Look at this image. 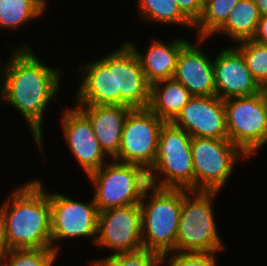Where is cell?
Here are the masks:
<instances>
[{"label": "cell", "mask_w": 267, "mask_h": 266, "mask_svg": "<svg viewBox=\"0 0 267 266\" xmlns=\"http://www.w3.org/2000/svg\"><path fill=\"white\" fill-rule=\"evenodd\" d=\"M95 247L111 249L110 255L143 249L140 204L99 212Z\"/></svg>", "instance_id": "obj_11"}, {"label": "cell", "mask_w": 267, "mask_h": 266, "mask_svg": "<svg viewBox=\"0 0 267 266\" xmlns=\"http://www.w3.org/2000/svg\"><path fill=\"white\" fill-rule=\"evenodd\" d=\"M192 137L172 122H164L159 133L158 151L148 170L149 183L158 188L194 190Z\"/></svg>", "instance_id": "obj_5"}, {"label": "cell", "mask_w": 267, "mask_h": 266, "mask_svg": "<svg viewBox=\"0 0 267 266\" xmlns=\"http://www.w3.org/2000/svg\"><path fill=\"white\" fill-rule=\"evenodd\" d=\"M234 47L242 54L257 83L260 86L267 84V44L248 39L235 43Z\"/></svg>", "instance_id": "obj_25"}, {"label": "cell", "mask_w": 267, "mask_h": 266, "mask_svg": "<svg viewBox=\"0 0 267 266\" xmlns=\"http://www.w3.org/2000/svg\"><path fill=\"white\" fill-rule=\"evenodd\" d=\"M181 12L195 24L202 15L204 0H175Z\"/></svg>", "instance_id": "obj_29"}, {"label": "cell", "mask_w": 267, "mask_h": 266, "mask_svg": "<svg viewBox=\"0 0 267 266\" xmlns=\"http://www.w3.org/2000/svg\"><path fill=\"white\" fill-rule=\"evenodd\" d=\"M261 16H267V0H254Z\"/></svg>", "instance_id": "obj_32"}, {"label": "cell", "mask_w": 267, "mask_h": 266, "mask_svg": "<svg viewBox=\"0 0 267 266\" xmlns=\"http://www.w3.org/2000/svg\"><path fill=\"white\" fill-rule=\"evenodd\" d=\"M149 47L143 52L137 43L125 41L140 60L145 77L150 85L174 77L177 60L181 49L189 42L184 38L170 39L163 42L157 38L151 39Z\"/></svg>", "instance_id": "obj_19"}, {"label": "cell", "mask_w": 267, "mask_h": 266, "mask_svg": "<svg viewBox=\"0 0 267 266\" xmlns=\"http://www.w3.org/2000/svg\"><path fill=\"white\" fill-rule=\"evenodd\" d=\"M240 0H204L203 12L194 24L197 38H211L226 22L230 12Z\"/></svg>", "instance_id": "obj_24"}, {"label": "cell", "mask_w": 267, "mask_h": 266, "mask_svg": "<svg viewBox=\"0 0 267 266\" xmlns=\"http://www.w3.org/2000/svg\"><path fill=\"white\" fill-rule=\"evenodd\" d=\"M136 3L137 16L144 22L171 26L175 24L194 30V24L181 12L175 0H137Z\"/></svg>", "instance_id": "obj_23"}, {"label": "cell", "mask_w": 267, "mask_h": 266, "mask_svg": "<svg viewBox=\"0 0 267 266\" xmlns=\"http://www.w3.org/2000/svg\"><path fill=\"white\" fill-rule=\"evenodd\" d=\"M115 93H120V105L147 108L151 85L143 72L139 58L125 42L114 51Z\"/></svg>", "instance_id": "obj_15"}, {"label": "cell", "mask_w": 267, "mask_h": 266, "mask_svg": "<svg viewBox=\"0 0 267 266\" xmlns=\"http://www.w3.org/2000/svg\"><path fill=\"white\" fill-rule=\"evenodd\" d=\"M260 18L261 14L254 0H240L226 22L213 35L228 36L233 43L252 39Z\"/></svg>", "instance_id": "obj_21"}, {"label": "cell", "mask_w": 267, "mask_h": 266, "mask_svg": "<svg viewBox=\"0 0 267 266\" xmlns=\"http://www.w3.org/2000/svg\"><path fill=\"white\" fill-rule=\"evenodd\" d=\"M182 189L149 186L140 201L143 248L160 256L175 251Z\"/></svg>", "instance_id": "obj_4"}, {"label": "cell", "mask_w": 267, "mask_h": 266, "mask_svg": "<svg viewBox=\"0 0 267 266\" xmlns=\"http://www.w3.org/2000/svg\"><path fill=\"white\" fill-rule=\"evenodd\" d=\"M220 192L182 189V207L175 252H221L213 201Z\"/></svg>", "instance_id": "obj_3"}, {"label": "cell", "mask_w": 267, "mask_h": 266, "mask_svg": "<svg viewBox=\"0 0 267 266\" xmlns=\"http://www.w3.org/2000/svg\"><path fill=\"white\" fill-rule=\"evenodd\" d=\"M60 117L64 141L84 175L88 176L111 160L102 150L88 117L76 105L63 108Z\"/></svg>", "instance_id": "obj_12"}, {"label": "cell", "mask_w": 267, "mask_h": 266, "mask_svg": "<svg viewBox=\"0 0 267 266\" xmlns=\"http://www.w3.org/2000/svg\"><path fill=\"white\" fill-rule=\"evenodd\" d=\"M48 0H0V29L18 30L44 16ZM40 17V18H39Z\"/></svg>", "instance_id": "obj_22"}, {"label": "cell", "mask_w": 267, "mask_h": 266, "mask_svg": "<svg viewBox=\"0 0 267 266\" xmlns=\"http://www.w3.org/2000/svg\"><path fill=\"white\" fill-rule=\"evenodd\" d=\"M218 253L221 252L172 251L161 256V264L165 266H218Z\"/></svg>", "instance_id": "obj_28"}, {"label": "cell", "mask_w": 267, "mask_h": 266, "mask_svg": "<svg viewBox=\"0 0 267 266\" xmlns=\"http://www.w3.org/2000/svg\"><path fill=\"white\" fill-rule=\"evenodd\" d=\"M78 70L81 79L73 96L75 105H120V93H115L114 50L79 65Z\"/></svg>", "instance_id": "obj_14"}, {"label": "cell", "mask_w": 267, "mask_h": 266, "mask_svg": "<svg viewBox=\"0 0 267 266\" xmlns=\"http://www.w3.org/2000/svg\"><path fill=\"white\" fill-rule=\"evenodd\" d=\"M51 204V242L53 250L59 255L62 240L91 239L95 245L98 233L99 211L92 199L88 203L74 200L64 193L50 191ZM59 242V243H58Z\"/></svg>", "instance_id": "obj_9"}, {"label": "cell", "mask_w": 267, "mask_h": 266, "mask_svg": "<svg viewBox=\"0 0 267 266\" xmlns=\"http://www.w3.org/2000/svg\"><path fill=\"white\" fill-rule=\"evenodd\" d=\"M252 40L267 44V16H261Z\"/></svg>", "instance_id": "obj_30"}, {"label": "cell", "mask_w": 267, "mask_h": 266, "mask_svg": "<svg viewBox=\"0 0 267 266\" xmlns=\"http://www.w3.org/2000/svg\"><path fill=\"white\" fill-rule=\"evenodd\" d=\"M163 123L148 107L131 109L123 125L118 154L113 160L136 164L148 171L156 159Z\"/></svg>", "instance_id": "obj_10"}, {"label": "cell", "mask_w": 267, "mask_h": 266, "mask_svg": "<svg viewBox=\"0 0 267 266\" xmlns=\"http://www.w3.org/2000/svg\"><path fill=\"white\" fill-rule=\"evenodd\" d=\"M260 94L263 97V100H264V103L266 106V110H267V84H264L261 86Z\"/></svg>", "instance_id": "obj_34"}, {"label": "cell", "mask_w": 267, "mask_h": 266, "mask_svg": "<svg viewBox=\"0 0 267 266\" xmlns=\"http://www.w3.org/2000/svg\"><path fill=\"white\" fill-rule=\"evenodd\" d=\"M228 139L249 158L267 144V110L262 95L223 100Z\"/></svg>", "instance_id": "obj_8"}, {"label": "cell", "mask_w": 267, "mask_h": 266, "mask_svg": "<svg viewBox=\"0 0 267 266\" xmlns=\"http://www.w3.org/2000/svg\"><path fill=\"white\" fill-rule=\"evenodd\" d=\"M191 137L228 139L224 102L218 96H193L172 121Z\"/></svg>", "instance_id": "obj_13"}, {"label": "cell", "mask_w": 267, "mask_h": 266, "mask_svg": "<svg viewBox=\"0 0 267 266\" xmlns=\"http://www.w3.org/2000/svg\"><path fill=\"white\" fill-rule=\"evenodd\" d=\"M209 39L197 38L196 43L189 41L178 56L173 78L185 86L192 96L216 95L213 58L199 47Z\"/></svg>", "instance_id": "obj_17"}, {"label": "cell", "mask_w": 267, "mask_h": 266, "mask_svg": "<svg viewBox=\"0 0 267 266\" xmlns=\"http://www.w3.org/2000/svg\"><path fill=\"white\" fill-rule=\"evenodd\" d=\"M10 250L11 248L8 244L6 237V229H5L3 213L0 209V259H2Z\"/></svg>", "instance_id": "obj_31"}, {"label": "cell", "mask_w": 267, "mask_h": 266, "mask_svg": "<svg viewBox=\"0 0 267 266\" xmlns=\"http://www.w3.org/2000/svg\"><path fill=\"white\" fill-rule=\"evenodd\" d=\"M193 96L174 78L151 85L149 109L164 122H172Z\"/></svg>", "instance_id": "obj_20"}, {"label": "cell", "mask_w": 267, "mask_h": 266, "mask_svg": "<svg viewBox=\"0 0 267 266\" xmlns=\"http://www.w3.org/2000/svg\"><path fill=\"white\" fill-rule=\"evenodd\" d=\"M58 256L53 248L11 249L0 260L3 266H55Z\"/></svg>", "instance_id": "obj_27"}, {"label": "cell", "mask_w": 267, "mask_h": 266, "mask_svg": "<svg viewBox=\"0 0 267 266\" xmlns=\"http://www.w3.org/2000/svg\"><path fill=\"white\" fill-rule=\"evenodd\" d=\"M88 262L91 266H163L159 254L144 248L91 259Z\"/></svg>", "instance_id": "obj_26"}, {"label": "cell", "mask_w": 267, "mask_h": 266, "mask_svg": "<svg viewBox=\"0 0 267 266\" xmlns=\"http://www.w3.org/2000/svg\"><path fill=\"white\" fill-rule=\"evenodd\" d=\"M41 181L17 186L0 205L11 249L52 248L50 191Z\"/></svg>", "instance_id": "obj_2"}, {"label": "cell", "mask_w": 267, "mask_h": 266, "mask_svg": "<svg viewBox=\"0 0 267 266\" xmlns=\"http://www.w3.org/2000/svg\"><path fill=\"white\" fill-rule=\"evenodd\" d=\"M86 177L95 189L93 200L99 212L140 204L150 186L145 168L113 159Z\"/></svg>", "instance_id": "obj_6"}, {"label": "cell", "mask_w": 267, "mask_h": 266, "mask_svg": "<svg viewBox=\"0 0 267 266\" xmlns=\"http://www.w3.org/2000/svg\"><path fill=\"white\" fill-rule=\"evenodd\" d=\"M194 190L221 192L236 164L249 157L229 139L192 137Z\"/></svg>", "instance_id": "obj_7"}, {"label": "cell", "mask_w": 267, "mask_h": 266, "mask_svg": "<svg viewBox=\"0 0 267 266\" xmlns=\"http://www.w3.org/2000/svg\"><path fill=\"white\" fill-rule=\"evenodd\" d=\"M3 75H4V63L0 61V100L1 102L3 101Z\"/></svg>", "instance_id": "obj_33"}, {"label": "cell", "mask_w": 267, "mask_h": 266, "mask_svg": "<svg viewBox=\"0 0 267 266\" xmlns=\"http://www.w3.org/2000/svg\"><path fill=\"white\" fill-rule=\"evenodd\" d=\"M213 65L216 96L220 99L250 96L260 92L261 86L234 46L220 48V52L213 58Z\"/></svg>", "instance_id": "obj_16"}, {"label": "cell", "mask_w": 267, "mask_h": 266, "mask_svg": "<svg viewBox=\"0 0 267 266\" xmlns=\"http://www.w3.org/2000/svg\"><path fill=\"white\" fill-rule=\"evenodd\" d=\"M11 48L4 62L3 102L25 119L38 152L44 157L43 120L48 106L61 93L65 70L44 64L31 43ZM35 53V54H34Z\"/></svg>", "instance_id": "obj_1"}, {"label": "cell", "mask_w": 267, "mask_h": 266, "mask_svg": "<svg viewBox=\"0 0 267 266\" xmlns=\"http://www.w3.org/2000/svg\"><path fill=\"white\" fill-rule=\"evenodd\" d=\"M89 119L105 154L112 160L119 151L123 125L129 111L124 105H76Z\"/></svg>", "instance_id": "obj_18"}]
</instances>
